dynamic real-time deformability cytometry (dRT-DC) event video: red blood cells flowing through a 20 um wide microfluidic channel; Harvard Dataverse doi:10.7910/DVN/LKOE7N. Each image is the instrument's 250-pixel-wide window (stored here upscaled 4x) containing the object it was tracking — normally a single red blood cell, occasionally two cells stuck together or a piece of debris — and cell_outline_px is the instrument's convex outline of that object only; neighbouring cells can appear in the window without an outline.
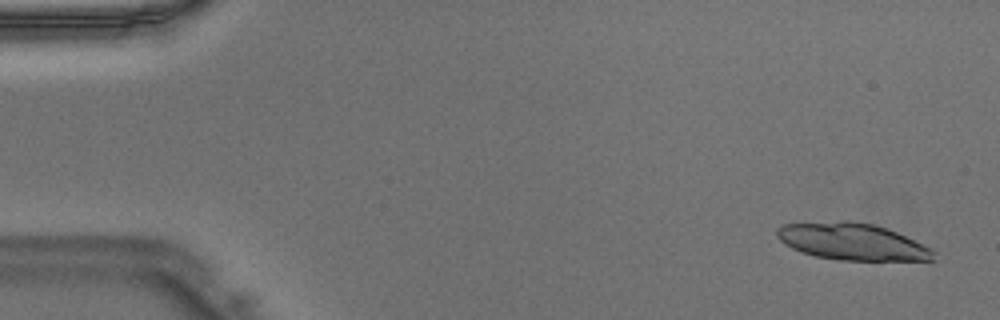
{"species": "Egyptian fruit bat (a non-hibernating species)", "species_latin": "Rousettus aegyptiacus", "temperature_condition": "warm", "stored_images_in_passage": 36, "camera_frame_rate_fps": 3000, "um_per_image_px": 0.085, "animal": {"sex": "male"}, "frame": {"image": 1, "passage_image": 2, "time_ms": 0.333, "image_size_px": [1000, 320], "cell_outline_px": [[936, 260], [840, 260], [816, 256], [800, 252], [784, 244], [776, 236], [776, 228], [780, 224], [840, 220], [852, 220], [872, 224], [888, 228], [924, 244], [932, 248], [936, 252]], "centroid_in_image_um": [72.43, 20.52], "position_along_channel_um": 12.6, "area_um2": 34.1}}